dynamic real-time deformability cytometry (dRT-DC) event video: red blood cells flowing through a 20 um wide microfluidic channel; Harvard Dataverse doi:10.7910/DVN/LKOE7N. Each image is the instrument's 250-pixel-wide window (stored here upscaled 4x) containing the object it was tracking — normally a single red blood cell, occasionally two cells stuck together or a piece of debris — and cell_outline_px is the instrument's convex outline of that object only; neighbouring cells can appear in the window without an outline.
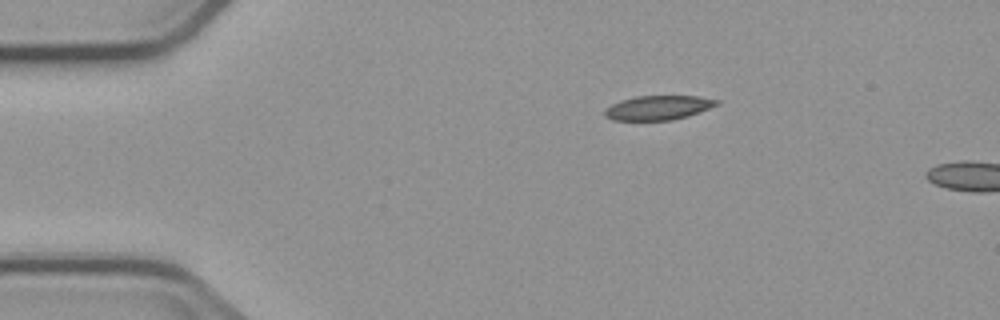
{"species": "common noctule bat (a hibernating species)", "species_latin": "Nyctalus noctula", "temperature_condition": "cold", "stored_images_in_passage": 3, "camera_frame_rate_fps": 3000, "um_per_image_px": 0.085, "animal": {"sex": "male", "body_mass_g": 23.1, "forearm_length_mm": 52.7}, "frame": {"image": 1, "passage_image": 1, "time_ms": 0.0, "image_size_px": [1000, 320], "cell_outline_px": [[720, 104], [688, 116], [672, 120], [612, 120], [604, 116], [604, 112], [612, 104], [620, 100], [636, 96], [696, 96], [720, 100]], "centroid_in_image_um": [55.96, 9.15], "position_along_channel_um": 29.0, "area_um2": 15.84}}